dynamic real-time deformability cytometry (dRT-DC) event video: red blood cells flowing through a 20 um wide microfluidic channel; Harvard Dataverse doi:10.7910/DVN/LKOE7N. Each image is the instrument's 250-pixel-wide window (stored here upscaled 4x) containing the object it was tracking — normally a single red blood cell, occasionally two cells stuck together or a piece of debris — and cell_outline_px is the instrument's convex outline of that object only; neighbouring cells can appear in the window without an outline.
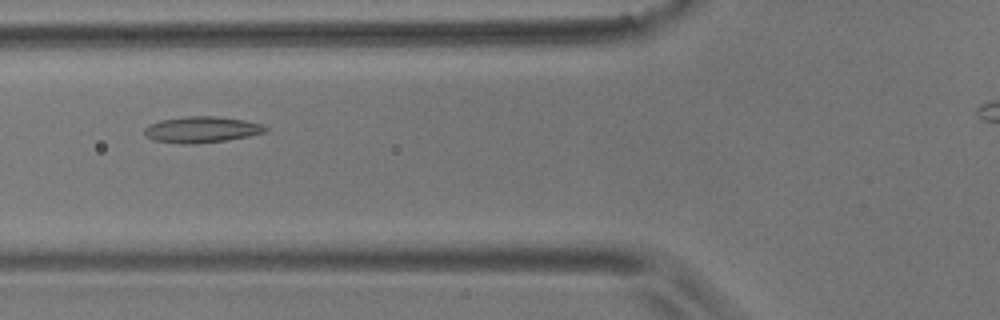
{"species": "common noctule bat (a hibernating species)", "species_latin": "Nyctalus noctula", "temperature_condition": "room temperature", "stored_images_in_passage": 4, "camera_frame_rate_fps": 3000, "um_per_image_px": 0.085, "animal": {"sex": "male", "body_mass_g": 17.9}, "frame": {"image": 1, "passage_image": 3, "time_ms": 0.667, "image_size_px": [1000, 320], "cell_outline_px": [[268, 128], [264, 132], [248, 136], [224, 140], [196, 144], [180, 144], [152, 140], [144, 132], [144, 128], [148, 124], [160, 120], [188, 116], [216, 116], [244, 120], [260, 124]], "centroid_in_image_um": [17.08, 11.01], "position_along_channel_um": 108.7, "area_um2": 18.32}}
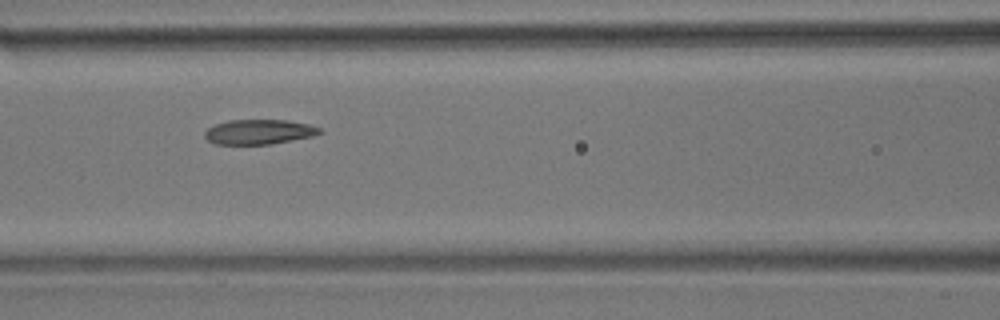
{"frame": {"image": 2, "passage_image": 4, "time_ms": 1.0, "image_size_px": [1000, 320], "cell_outline_px": [[324, 132], [312, 136], [272, 144], [216, 144], [208, 140], [204, 136], [204, 132], [208, 128], [216, 124], [228, 120], [284, 120], [308, 124], [320, 128]], "centroid_in_image_um": [22.01, 11.21], "position_along_channel_um": 144.6, "area_um2": 16.53}}